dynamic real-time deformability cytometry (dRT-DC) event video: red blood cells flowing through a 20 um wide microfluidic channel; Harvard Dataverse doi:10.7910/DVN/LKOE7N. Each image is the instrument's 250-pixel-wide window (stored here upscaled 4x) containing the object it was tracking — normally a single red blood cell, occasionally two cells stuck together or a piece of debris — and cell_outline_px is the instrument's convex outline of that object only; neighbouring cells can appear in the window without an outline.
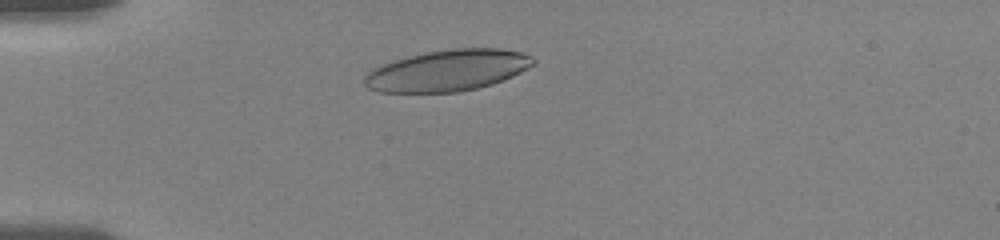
{"species": "human", "species_latin": "Homo sapiens", "temperature_condition": "room temperature", "stored_images_in_passage": 30, "camera_frame_rate_fps": 3000, "um_per_image_px": 0.085, "donor": {"sex": "female"}, "frame": {"image": 1, "passage_image": 7, "time_ms": 2.333, "image_size_px": [1000, 240], "cell_outline_px": [[536, 64], [512, 76], [492, 84], [476, 88], [456, 92], [380, 92], [368, 88], [364, 84], [364, 76], [368, 72], [384, 64], [408, 56], [428, 52], [452, 48], [500, 48], [524, 52], [532, 56], [536, 60]], "centroid_in_image_um": [38.1, 5.98], "position_along_channel_um": 46.9, "area_um2": 40.46}}
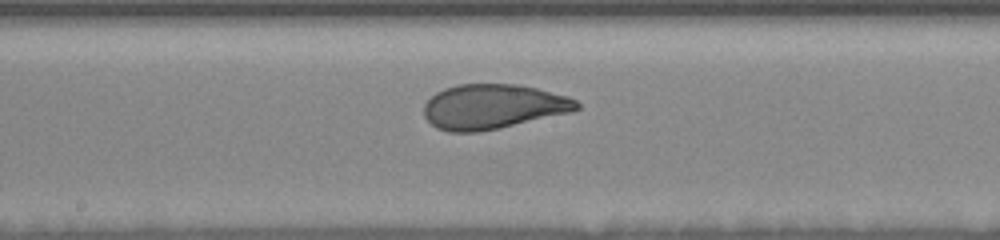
{"frame": {"image": 2, "passage_image": 19, "time_ms": 7.333, "image_size_px": [1000, 240], "cell_outline_px": [[580, 108], [572, 112], [480, 132], [448, 132], [436, 128], [424, 116], [424, 104], [436, 92], [444, 88], [456, 84], [520, 84], [568, 96], [576, 100], [580, 104]], "centroid_in_image_um": [41.9, 9.06], "position_along_channel_um": 206.3, "area_um2": 40.0}}
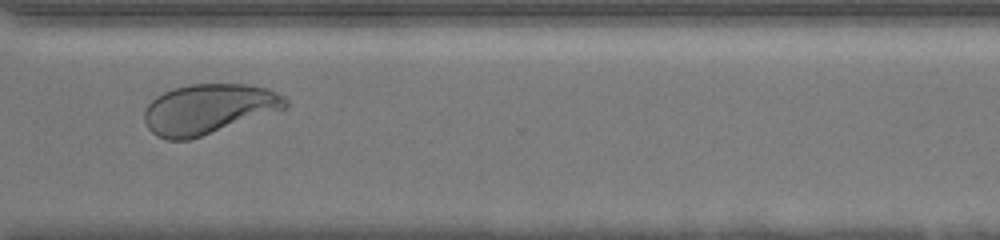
{"frame": {"image": 3, "passage_image": 26, "time_ms": 11.333, "image_size_px": [1000, 240], "cell_outline_px": [[288, 108], [188, 140], [168, 140], [156, 136], [148, 128], [144, 120], [144, 112], [148, 104], [156, 96], [172, 88], [188, 84], [248, 84], [268, 88], [284, 96], [288, 100]], "centroid_in_image_um": [17.73, 9.25], "position_along_channel_um": 352.9, "area_um2": 41.21}, "authors_computed_cell_mechanics": {"area_um2": 40.7201, "velocity_mm_per_s": 3.6771, "shape_relaxation_time_tau1_ms": 3.557, "shape_relaxation_time_tau2_ms": null, "deformation_change_tau1": 0.1446, "deformation_change_tau2": null}}